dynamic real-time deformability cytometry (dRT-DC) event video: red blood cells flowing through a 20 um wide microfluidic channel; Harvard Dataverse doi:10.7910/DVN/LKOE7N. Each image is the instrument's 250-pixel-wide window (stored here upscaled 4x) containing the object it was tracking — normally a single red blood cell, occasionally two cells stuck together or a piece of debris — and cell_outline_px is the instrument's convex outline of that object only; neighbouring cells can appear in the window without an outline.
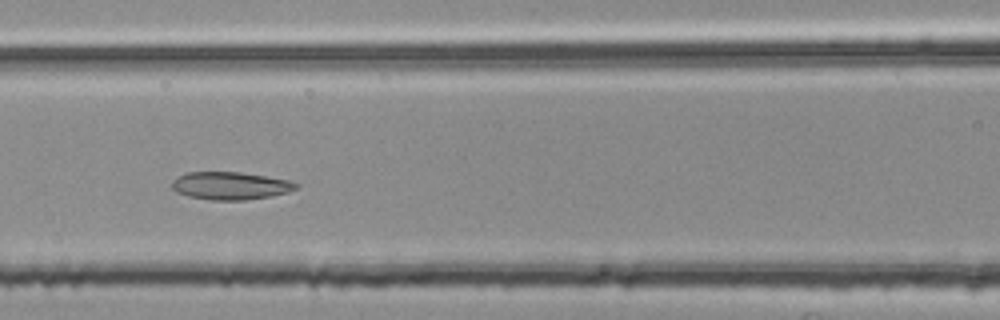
{"species": "common noctule bat (a hibernating species)", "species_latin": "Nyctalus noctula", "temperature_condition": "room temperature", "stored_images_in_passage": 43, "camera_frame_rate_fps": 3000, "um_per_image_px": 0.085, "animal": {"sex": "female", "body_mass_g": 25.1}, "frame": {"image": 1, "passage_image": 16, "time_ms": 5.0, "image_size_px": [1000, 320], "cell_outline_px": [[300, 188], [288, 192], [248, 200], [208, 200], [188, 196], [176, 192], [172, 188], [172, 180], [176, 176], [188, 172], [240, 172], [288, 180], [300, 184]], "centroid_in_image_um": [19.57, 15.79], "position_along_channel_um": 147.0, "area_um2": 20.17}}
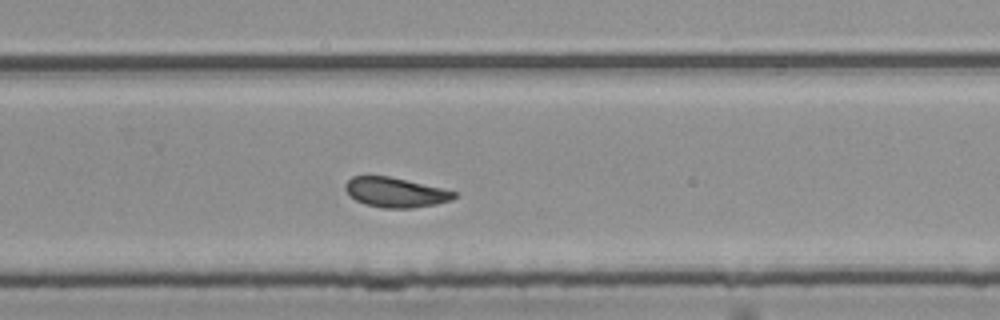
{"frame": {"image": 2, "passage_image": 28, "time_ms": 9.0, "image_size_px": [1000, 320], "cell_outline_px": [[456, 196], [452, 200], [436, 204], [412, 208], [384, 208], [364, 204], [356, 200], [344, 188], [344, 184], [352, 176], [388, 176], [440, 188], [456, 192]], "centroid_in_image_um": [33.59, 16.36], "position_along_channel_um": 296.2, "area_um2": 18.61}}
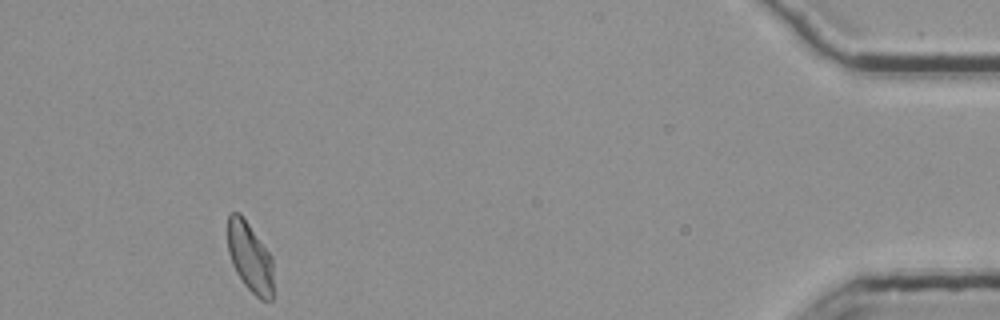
{"frame": {"image": 3, "passage_image": 43, "time_ms": 14.0, "image_size_px": [1000, 320], "cell_outline_px": [[272, 300], [260, 300], [244, 284], [236, 272], [232, 264], [228, 252], [228, 216], [232, 212], [240, 212], [272, 256]], "centroid_in_image_um": [21.23, 21.86], "position_along_channel_um": 414.0, "area_um2": 18.5}, "authors_computed_cell_mechanics": {"area_um2": 19.5364, "velocity_mm_per_s": 3.7437, "shape_relaxation_time_tau1_ms": null, "shape_relaxation_time_tau2_ms": 2.6047, "deformation_change_tau1": null, "deformation_change_tau2": 0.0999}}